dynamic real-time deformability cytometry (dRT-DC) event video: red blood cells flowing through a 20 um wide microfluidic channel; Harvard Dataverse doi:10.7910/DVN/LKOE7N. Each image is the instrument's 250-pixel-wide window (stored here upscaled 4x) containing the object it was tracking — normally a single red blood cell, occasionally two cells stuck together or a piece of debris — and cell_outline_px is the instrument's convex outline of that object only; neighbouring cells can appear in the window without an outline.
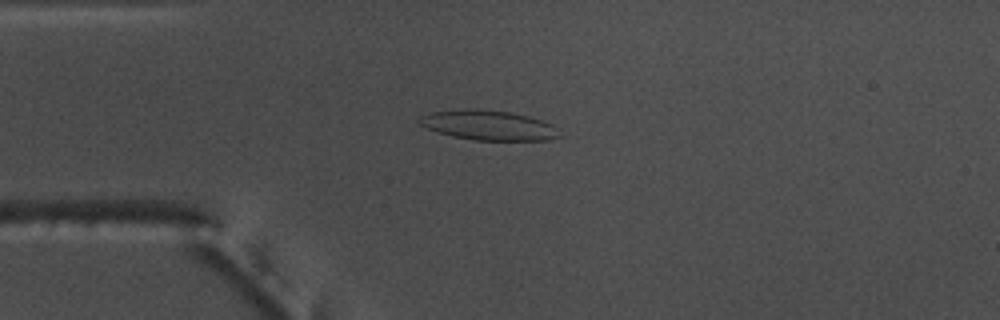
{"species": "common noctule bat (a hibernating species)", "species_latin": "Nyctalus noctula", "temperature_condition": "warm", "stored_images_in_passage": 54, "camera_frame_rate_fps": 3000, "um_per_image_px": 0.085, "animal": {"sex": "male", "body_mass_g": 17.5, "forearm_length_mm": 52.3}, "frame": {"image": 1, "passage_image": 13, "time_ms": 4.0, "image_size_px": [1000, 320], "cell_outline_px": [[564, 136], [548, 140], [476, 140], [452, 136], [436, 132], [416, 124], [416, 120], [420, 116], [432, 112], [464, 108], [476, 108], [508, 112], [528, 116], [544, 120], [552, 124]], "centroid_in_image_um": [41.5, 10.64], "position_along_channel_um": 43.5, "area_um2": 24.74}}
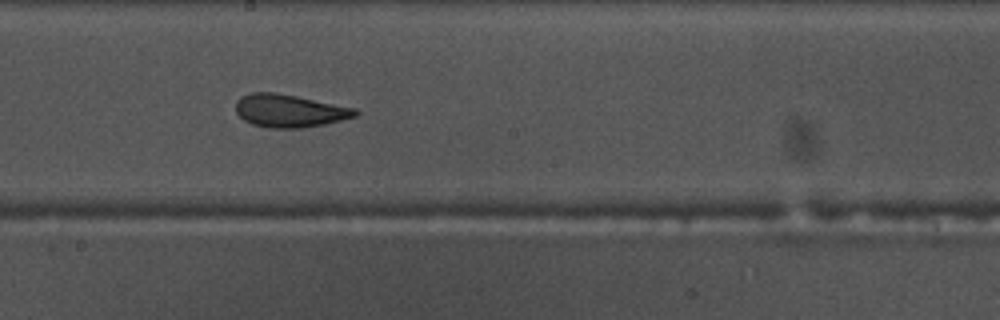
{"frame": {"image": 2, "passage_image": 29, "time_ms": 9.333, "image_size_px": [1000, 320], "cell_outline_px": [[360, 112], [356, 116], [324, 124], [300, 128], [268, 128], [252, 124], [244, 120], [236, 112], [236, 100], [240, 96], [252, 92], [276, 92], [356, 108]], "centroid_in_image_um": [24.58, 9.41], "position_along_channel_um": 223.6, "area_um2": 22.89}}
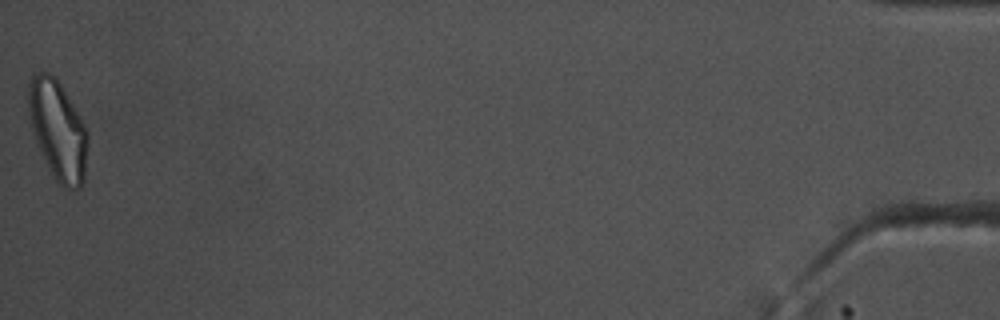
{"frame": {"image": 3, "passage_image": 54, "time_ms": 17.667, "image_size_px": [1000, 320], "cell_outline_px": [[88, 144], [84, 180], [80, 188], [72, 192], [64, 188], [56, 180], [36, 140], [32, 128], [28, 112], [28, 84], [32, 76], [36, 72], [48, 72], [60, 84], [84, 124], [88, 132]], "centroid_in_image_um": [4.93, 11.08], "position_along_channel_um": 430.3, "area_um2": 33.87}, "authors_computed_cell_mechanics": {"area_um2": 24.5361, "velocity_mm_per_s": 3.7182, "shape_relaxation_time_tau1_ms": null, "shape_relaxation_time_tau2_ms": 2.6377, "deformation_change_tau1": null, "deformation_change_tau2": 0.1077}}